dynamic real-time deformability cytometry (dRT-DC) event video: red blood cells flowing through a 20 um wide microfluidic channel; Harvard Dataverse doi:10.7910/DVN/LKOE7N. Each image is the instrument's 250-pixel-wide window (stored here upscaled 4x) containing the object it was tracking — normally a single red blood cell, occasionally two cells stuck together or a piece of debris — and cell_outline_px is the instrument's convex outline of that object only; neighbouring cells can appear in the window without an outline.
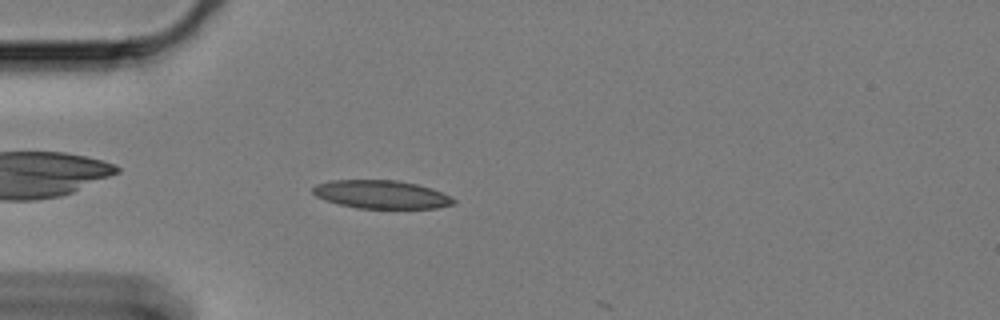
{"species": "Egyptian fruit bat (a non-hibernating species)", "species_latin": "Rousettus aegyptiacus", "temperature_condition": "cold", "stored_images_in_passage": 8, "camera_frame_rate_fps": 3000, "um_per_image_px": 0.085, "animal": {"sex": "female"}, "frame": {"image": 1, "passage_image": 6, "time_ms": 1.667, "image_size_px": [1000, 320], "cell_outline_px": [[456, 204], [436, 208], [356, 208], [324, 200], [316, 196], [312, 192], [312, 188], [316, 184], [328, 180], [396, 180], [416, 184], [432, 188], [456, 200]], "centroid_in_image_um": [32.38, 16.52], "position_along_channel_um": 52.6, "area_um2": 23.18}}